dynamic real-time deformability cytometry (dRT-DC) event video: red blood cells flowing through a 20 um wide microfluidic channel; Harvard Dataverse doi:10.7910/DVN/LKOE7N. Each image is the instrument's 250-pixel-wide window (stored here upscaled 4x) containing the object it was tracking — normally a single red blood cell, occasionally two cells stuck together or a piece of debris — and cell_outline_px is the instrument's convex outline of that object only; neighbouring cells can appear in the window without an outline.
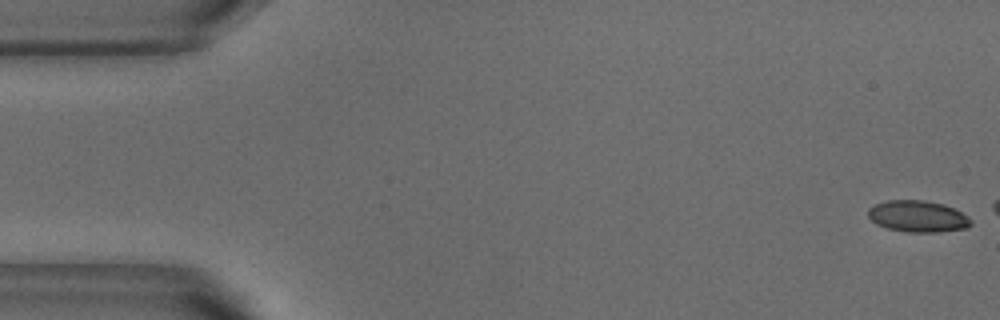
{"species": "common noctule bat (a hibernating species)", "species_latin": "Nyctalus noctula", "temperature_condition": "warm", "stored_images_in_passage": 6, "camera_frame_rate_fps": 3000, "um_per_image_px": 0.085, "animal": {"sex": "male", "body_mass_g": 18.8}, "frame": {"image": 1, "passage_image": 1, "time_ms": 0.0, "image_size_px": [1000, 320], "cell_outline_px": [[972, 224], [968, 228], [936, 232], [904, 232], [888, 228], [876, 224], [868, 216], [868, 208], [876, 204], [888, 200], [924, 200], [944, 204], [968, 216], [972, 220]], "centroid_in_image_um": [78.02, 18.39], "position_along_channel_um": 7.0, "area_um2": 18.9}}